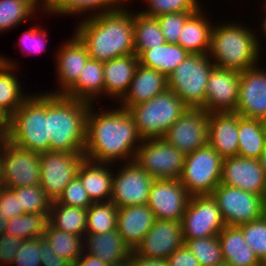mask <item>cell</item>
<instances>
[{
    "label": "cell",
    "instance_id": "9a60e30c",
    "mask_svg": "<svg viewBox=\"0 0 266 266\" xmlns=\"http://www.w3.org/2000/svg\"><path fill=\"white\" fill-rule=\"evenodd\" d=\"M154 179L135 161L128 162L113 176L110 201L117 207L145 205Z\"/></svg>",
    "mask_w": 266,
    "mask_h": 266
},
{
    "label": "cell",
    "instance_id": "e575fe53",
    "mask_svg": "<svg viewBox=\"0 0 266 266\" xmlns=\"http://www.w3.org/2000/svg\"><path fill=\"white\" fill-rule=\"evenodd\" d=\"M134 51L138 55L142 50L152 49L166 43L156 17L141 12L133 14Z\"/></svg>",
    "mask_w": 266,
    "mask_h": 266
},
{
    "label": "cell",
    "instance_id": "ffe728a7",
    "mask_svg": "<svg viewBox=\"0 0 266 266\" xmlns=\"http://www.w3.org/2000/svg\"><path fill=\"white\" fill-rule=\"evenodd\" d=\"M183 244L181 221L156 219L135 251L144 257L167 259Z\"/></svg>",
    "mask_w": 266,
    "mask_h": 266
},
{
    "label": "cell",
    "instance_id": "60d3db41",
    "mask_svg": "<svg viewBox=\"0 0 266 266\" xmlns=\"http://www.w3.org/2000/svg\"><path fill=\"white\" fill-rule=\"evenodd\" d=\"M19 199L20 208L26 213H47L50 215L52 200L40 185L12 188Z\"/></svg>",
    "mask_w": 266,
    "mask_h": 266
},
{
    "label": "cell",
    "instance_id": "b9f144b4",
    "mask_svg": "<svg viewBox=\"0 0 266 266\" xmlns=\"http://www.w3.org/2000/svg\"><path fill=\"white\" fill-rule=\"evenodd\" d=\"M246 244L262 263H266V214L255 221L238 226Z\"/></svg>",
    "mask_w": 266,
    "mask_h": 266
},
{
    "label": "cell",
    "instance_id": "d590c367",
    "mask_svg": "<svg viewBox=\"0 0 266 266\" xmlns=\"http://www.w3.org/2000/svg\"><path fill=\"white\" fill-rule=\"evenodd\" d=\"M43 238L49 242L57 256H60L72 265L84 252V236H77L54 228L47 224ZM83 239V240H82Z\"/></svg>",
    "mask_w": 266,
    "mask_h": 266
},
{
    "label": "cell",
    "instance_id": "680465c9",
    "mask_svg": "<svg viewBox=\"0 0 266 266\" xmlns=\"http://www.w3.org/2000/svg\"><path fill=\"white\" fill-rule=\"evenodd\" d=\"M258 160L260 162V166L263 168L266 174V147L264 151L261 153L260 158Z\"/></svg>",
    "mask_w": 266,
    "mask_h": 266
},
{
    "label": "cell",
    "instance_id": "4fadbf2b",
    "mask_svg": "<svg viewBox=\"0 0 266 266\" xmlns=\"http://www.w3.org/2000/svg\"><path fill=\"white\" fill-rule=\"evenodd\" d=\"M181 223L184 243L189 239L218 235L226 226L212 195L190 196Z\"/></svg>",
    "mask_w": 266,
    "mask_h": 266
},
{
    "label": "cell",
    "instance_id": "d4e9b609",
    "mask_svg": "<svg viewBox=\"0 0 266 266\" xmlns=\"http://www.w3.org/2000/svg\"><path fill=\"white\" fill-rule=\"evenodd\" d=\"M168 89V80L162 73L140 64L137 66L130 87L120 100V107L129 109L131 106L148 101Z\"/></svg>",
    "mask_w": 266,
    "mask_h": 266
},
{
    "label": "cell",
    "instance_id": "94428289",
    "mask_svg": "<svg viewBox=\"0 0 266 266\" xmlns=\"http://www.w3.org/2000/svg\"><path fill=\"white\" fill-rule=\"evenodd\" d=\"M264 10L266 12V8ZM265 16H266V14H265ZM262 27H263V32H264L263 34H264V36L266 38V17L264 18Z\"/></svg>",
    "mask_w": 266,
    "mask_h": 266
},
{
    "label": "cell",
    "instance_id": "4dcf8cb0",
    "mask_svg": "<svg viewBox=\"0 0 266 266\" xmlns=\"http://www.w3.org/2000/svg\"><path fill=\"white\" fill-rule=\"evenodd\" d=\"M189 54L179 44L165 43L142 50L137 56L141 66L154 69L168 77Z\"/></svg>",
    "mask_w": 266,
    "mask_h": 266
},
{
    "label": "cell",
    "instance_id": "f907efd6",
    "mask_svg": "<svg viewBox=\"0 0 266 266\" xmlns=\"http://www.w3.org/2000/svg\"><path fill=\"white\" fill-rule=\"evenodd\" d=\"M23 240L10 236L6 233L0 236V262L3 264H13L19 247Z\"/></svg>",
    "mask_w": 266,
    "mask_h": 266
},
{
    "label": "cell",
    "instance_id": "6f0895ef",
    "mask_svg": "<svg viewBox=\"0 0 266 266\" xmlns=\"http://www.w3.org/2000/svg\"><path fill=\"white\" fill-rule=\"evenodd\" d=\"M74 266H110L102 261H100L97 257L91 256L88 253L81 254V256L76 260Z\"/></svg>",
    "mask_w": 266,
    "mask_h": 266
},
{
    "label": "cell",
    "instance_id": "816d5d0a",
    "mask_svg": "<svg viewBox=\"0 0 266 266\" xmlns=\"http://www.w3.org/2000/svg\"><path fill=\"white\" fill-rule=\"evenodd\" d=\"M166 260L168 266H201L185 244L175 250Z\"/></svg>",
    "mask_w": 266,
    "mask_h": 266
},
{
    "label": "cell",
    "instance_id": "ab89813d",
    "mask_svg": "<svg viewBox=\"0 0 266 266\" xmlns=\"http://www.w3.org/2000/svg\"><path fill=\"white\" fill-rule=\"evenodd\" d=\"M197 258L201 266H214L223 261L218 236L189 239L184 243Z\"/></svg>",
    "mask_w": 266,
    "mask_h": 266
},
{
    "label": "cell",
    "instance_id": "7c38bea8",
    "mask_svg": "<svg viewBox=\"0 0 266 266\" xmlns=\"http://www.w3.org/2000/svg\"><path fill=\"white\" fill-rule=\"evenodd\" d=\"M84 159V152L40 153V186L52 201H56L65 187L77 176Z\"/></svg>",
    "mask_w": 266,
    "mask_h": 266
},
{
    "label": "cell",
    "instance_id": "ba28073f",
    "mask_svg": "<svg viewBox=\"0 0 266 266\" xmlns=\"http://www.w3.org/2000/svg\"><path fill=\"white\" fill-rule=\"evenodd\" d=\"M223 158L208 144L185 155L179 181L190 196L211 195L221 183Z\"/></svg>",
    "mask_w": 266,
    "mask_h": 266
},
{
    "label": "cell",
    "instance_id": "2e32d148",
    "mask_svg": "<svg viewBox=\"0 0 266 266\" xmlns=\"http://www.w3.org/2000/svg\"><path fill=\"white\" fill-rule=\"evenodd\" d=\"M189 199L179 179H154L147 205L157 220L181 221Z\"/></svg>",
    "mask_w": 266,
    "mask_h": 266
},
{
    "label": "cell",
    "instance_id": "5b68a950",
    "mask_svg": "<svg viewBox=\"0 0 266 266\" xmlns=\"http://www.w3.org/2000/svg\"><path fill=\"white\" fill-rule=\"evenodd\" d=\"M47 93L33 94L11 115L9 141L27 151H49Z\"/></svg>",
    "mask_w": 266,
    "mask_h": 266
},
{
    "label": "cell",
    "instance_id": "52a82bcc",
    "mask_svg": "<svg viewBox=\"0 0 266 266\" xmlns=\"http://www.w3.org/2000/svg\"><path fill=\"white\" fill-rule=\"evenodd\" d=\"M215 67L208 54H189L167 77L172 90L190 108L205 104L210 72Z\"/></svg>",
    "mask_w": 266,
    "mask_h": 266
},
{
    "label": "cell",
    "instance_id": "484cf974",
    "mask_svg": "<svg viewBox=\"0 0 266 266\" xmlns=\"http://www.w3.org/2000/svg\"><path fill=\"white\" fill-rule=\"evenodd\" d=\"M112 165V163L93 162L86 158L81 163L77 176L92 202L110 201L114 174L109 167Z\"/></svg>",
    "mask_w": 266,
    "mask_h": 266
},
{
    "label": "cell",
    "instance_id": "ee69618b",
    "mask_svg": "<svg viewBox=\"0 0 266 266\" xmlns=\"http://www.w3.org/2000/svg\"><path fill=\"white\" fill-rule=\"evenodd\" d=\"M124 2L126 3L124 0H65V15H81L83 12L95 10H98L97 13L90 16L99 15L115 10Z\"/></svg>",
    "mask_w": 266,
    "mask_h": 266
},
{
    "label": "cell",
    "instance_id": "f546056e",
    "mask_svg": "<svg viewBox=\"0 0 266 266\" xmlns=\"http://www.w3.org/2000/svg\"><path fill=\"white\" fill-rule=\"evenodd\" d=\"M98 94L104 95L103 62L89 58L77 81L63 95L93 104Z\"/></svg>",
    "mask_w": 266,
    "mask_h": 266
},
{
    "label": "cell",
    "instance_id": "3957f363",
    "mask_svg": "<svg viewBox=\"0 0 266 266\" xmlns=\"http://www.w3.org/2000/svg\"><path fill=\"white\" fill-rule=\"evenodd\" d=\"M91 103L47 92L49 151L83 152Z\"/></svg>",
    "mask_w": 266,
    "mask_h": 266
},
{
    "label": "cell",
    "instance_id": "d6986e66",
    "mask_svg": "<svg viewBox=\"0 0 266 266\" xmlns=\"http://www.w3.org/2000/svg\"><path fill=\"white\" fill-rule=\"evenodd\" d=\"M236 113L262 120L266 115V71L254 66L240 72Z\"/></svg>",
    "mask_w": 266,
    "mask_h": 266
},
{
    "label": "cell",
    "instance_id": "6125c7cd",
    "mask_svg": "<svg viewBox=\"0 0 266 266\" xmlns=\"http://www.w3.org/2000/svg\"><path fill=\"white\" fill-rule=\"evenodd\" d=\"M214 266H230L226 261H222V262H220V263H217L216 265H214Z\"/></svg>",
    "mask_w": 266,
    "mask_h": 266
},
{
    "label": "cell",
    "instance_id": "836d02e7",
    "mask_svg": "<svg viewBox=\"0 0 266 266\" xmlns=\"http://www.w3.org/2000/svg\"><path fill=\"white\" fill-rule=\"evenodd\" d=\"M49 223L60 231L85 237L87 209L52 201Z\"/></svg>",
    "mask_w": 266,
    "mask_h": 266
},
{
    "label": "cell",
    "instance_id": "7bdbcfd3",
    "mask_svg": "<svg viewBox=\"0 0 266 266\" xmlns=\"http://www.w3.org/2000/svg\"><path fill=\"white\" fill-rule=\"evenodd\" d=\"M146 3L148 5L147 10L141 11V13L151 17L168 13L198 11L202 8L198 0H147Z\"/></svg>",
    "mask_w": 266,
    "mask_h": 266
},
{
    "label": "cell",
    "instance_id": "11a10c76",
    "mask_svg": "<svg viewBox=\"0 0 266 266\" xmlns=\"http://www.w3.org/2000/svg\"><path fill=\"white\" fill-rule=\"evenodd\" d=\"M40 1L43 5L40 4ZM34 4L36 9H38L37 7H39L40 5L43 6V11L49 12V15L50 13H57V15L60 14L63 16L65 15V0H34Z\"/></svg>",
    "mask_w": 266,
    "mask_h": 266
},
{
    "label": "cell",
    "instance_id": "91938a15",
    "mask_svg": "<svg viewBox=\"0 0 266 266\" xmlns=\"http://www.w3.org/2000/svg\"><path fill=\"white\" fill-rule=\"evenodd\" d=\"M6 226H7V221L0 216V236L5 233Z\"/></svg>",
    "mask_w": 266,
    "mask_h": 266
},
{
    "label": "cell",
    "instance_id": "be15d7a7",
    "mask_svg": "<svg viewBox=\"0 0 266 266\" xmlns=\"http://www.w3.org/2000/svg\"><path fill=\"white\" fill-rule=\"evenodd\" d=\"M262 123H263V126H264V131L266 133V115L265 117L262 119Z\"/></svg>",
    "mask_w": 266,
    "mask_h": 266
},
{
    "label": "cell",
    "instance_id": "d6a6232c",
    "mask_svg": "<svg viewBox=\"0 0 266 266\" xmlns=\"http://www.w3.org/2000/svg\"><path fill=\"white\" fill-rule=\"evenodd\" d=\"M0 55V108L10 116L29 97L23 94L20 82L13 73L16 63Z\"/></svg>",
    "mask_w": 266,
    "mask_h": 266
},
{
    "label": "cell",
    "instance_id": "f6af8a7d",
    "mask_svg": "<svg viewBox=\"0 0 266 266\" xmlns=\"http://www.w3.org/2000/svg\"><path fill=\"white\" fill-rule=\"evenodd\" d=\"M197 11L162 14L157 18L166 43L178 44L179 35L186 21Z\"/></svg>",
    "mask_w": 266,
    "mask_h": 266
},
{
    "label": "cell",
    "instance_id": "603a6c76",
    "mask_svg": "<svg viewBox=\"0 0 266 266\" xmlns=\"http://www.w3.org/2000/svg\"><path fill=\"white\" fill-rule=\"evenodd\" d=\"M84 241L85 253L110 266H128L132 250L117 229L106 233L85 234Z\"/></svg>",
    "mask_w": 266,
    "mask_h": 266
},
{
    "label": "cell",
    "instance_id": "8992f818",
    "mask_svg": "<svg viewBox=\"0 0 266 266\" xmlns=\"http://www.w3.org/2000/svg\"><path fill=\"white\" fill-rule=\"evenodd\" d=\"M187 108L172 90L167 89L148 101L131 106L128 112L141 138L152 139L163 138Z\"/></svg>",
    "mask_w": 266,
    "mask_h": 266
},
{
    "label": "cell",
    "instance_id": "44dd1931",
    "mask_svg": "<svg viewBox=\"0 0 266 266\" xmlns=\"http://www.w3.org/2000/svg\"><path fill=\"white\" fill-rule=\"evenodd\" d=\"M207 144L223 159L238 156V113H209Z\"/></svg>",
    "mask_w": 266,
    "mask_h": 266
},
{
    "label": "cell",
    "instance_id": "9c48e42d",
    "mask_svg": "<svg viewBox=\"0 0 266 266\" xmlns=\"http://www.w3.org/2000/svg\"><path fill=\"white\" fill-rule=\"evenodd\" d=\"M40 153L27 151L9 140L0 145V185L18 188L40 185Z\"/></svg>",
    "mask_w": 266,
    "mask_h": 266
},
{
    "label": "cell",
    "instance_id": "f1b7e54d",
    "mask_svg": "<svg viewBox=\"0 0 266 266\" xmlns=\"http://www.w3.org/2000/svg\"><path fill=\"white\" fill-rule=\"evenodd\" d=\"M201 8L185 23L178 44L191 54H208L213 25L204 16Z\"/></svg>",
    "mask_w": 266,
    "mask_h": 266
},
{
    "label": "cell",
    "instance_id": "83f0119b",
    "mask_svg": "<svg viewBox=\"0 0 266 266\" xmlns=\"http://www.w3.org/2000/svg\"><path fill=\"white\" fill-rule=\"evenodd\" d=\"M222 257L230 266H262V262L246 244L238 226H225L217 235Z\"/></svg>",
    "mask_w": 266,
    "mask_h": 266
},
{
    "label": "cell",
    "instance_id": "db71d44e",
    "mask_svg": "<svg viewBox=\"0 0 266 266\" xmlns=\"http://www.w3.org/2000/svg\"><path fill=\"white\" fill-rule=\"evenodd\" d=\"M128 266H168L166 259L148 258L132 250Z\"/></svg>",
    "mask_w": 266,
    "mask_h": 266
},
{
    "label": "cell",
    "instance_id": "30bf717a",
    "mask_svg": "<svg viewBox=\"0 0 266 266\" xmlns=\"http://www.w3.org/2000/svg\"><path fill=\"white\" fill-rule=\"evenodd\" d=\"M226 226H239L266 214V196L220 183L211 194Z\"/></svg>",
    "mask_w": 266,
    "mask_h": 266
},
{
    "label": "cell",
    "instance_id": "681fc988",
    "mask_svg": "<svg viewBox=\"0 0 266 266\" xmlns=\"http://www.w3.org/2000/svg\"><path fill=\"white\" fill-rule=\"evenodd\" d=\"M47 34L43 29L38 27L29 28L27 31L23 33V36L20 40V47L25 52L29 51L28 54H37L43 52L45 50V43Z\"/></svg>",
    "mask_w": 266,
    "mask_h": 266
},
{
    "label": "cell",
    "instance_id": "5bb4252c",
    "mask_svg": "<svg viewBox=\"0 0 266 266\" xmlns=\"http://www.w3.org/2000/svg\"><path fill=\"white\" fill-rule=\"evenodd\" d=\"M209 113L203 108H190L171 125L163 138L184 155L208 143Z\"/></svg>",
    "mask_w": 266,
    "mask_h": 266
},
{
    "label": "cell",
    "instance_id": "f35d334b",
    "mask_svg": "<svg viewBox=\"0 0 266 266\" xmlns=\"http://www.w3.org/2000/svg\"><path fill=\"white\" fill-rule=\"evenodd\" d=\"M35 11L34 0H0V32L13 29Z\"/></svg>",
    "mask_w": 266,
    "mask_h": 266
},
{
    "label": "cell",
    "instance_id": "ac0fdd59",
    "mask_svg": "<svg viewBox=\"0 0 266 266\" xmlns=\"http://www.w3.org/2000/svg\"><path fill=\"white\" fill-rule=\"evenodd\" d=\"M221 183L266 196V174L258 159L240 156L223 159Z\"/></svg>",
    "mask_w": 266,
    "mask_h": 266
},
{
    "label": "cell",
    "instance_id": "4316f807",
    "mask_svg": "<svg viewBox=\"0 0 266 266\" xmlns=\"http://www.w3.org/2000/svg\"><path fill=\"white\" fill-rule=\"evenodd\" d=\"M138 65L139 58L135 53L103 62L104 94L121 100L130 87Z\"/></svg>",
    "mask_w": 266,
    "mask_h": 266
},
{
    "label": "cell",
    "instance_id": "74e56055",
    "mask_svg": "<svg viewBox=\"0 0 266 266\" xmlns=\"http://www.w3.org/2000/svg\"><path fill=\"white\" fill-rule=\"evenodd\" d=\"M118 208L111 202H93L87 208V226L85 234H99L117 228Z\"/></svg>",
    "mask_w": 266,
    "mask_h": 266
},
{
    "label": "cell",
    "instance_id": "1f68e13d",
    "mask_svg": "<svg viewBox=\"0 0 266 266\" xmlns=\"http://www.w3.org/2000/svg\"><path fill=\"white\" fill-rule=\"evenodd\" d=\"M266 147V133L262 120L238 114V156L259 159Z\"/></svg>",
    "mask_w": 266,
    "mask_h": 266
},
{
    "label": "cell",
    "instance_id": "8fae6325",
    "mask_svg": "<svg viewBox=\"0 0 266 266\" xmlns=\"http://www.w3.org/2000/svg\"><path fill=\"white\" fill-rule=\"evenodd\" d=\"M134 161L153 179H179L185 155L164 138L142 139Z\"/></svg>",
    "mask_w": 266,
    "mask_h": 266
},
{
    "label": "cell",
    "instance_id": "7a4b0ae2",
    "mask_svg": "<svg viewBox=\"0 0 266 266\" xmlns=\"http://www.w3.org/2000/svg\"><path fill=\"white\" fill-rule=\"evenodd\" d=\"M88 17L79 22L74 34L86 46L90 59L105 62L135 53L133 14L122 4L115 10Z\"/></svg>",
    "mask_w": 266,
    "mask_h": 266
},
{
    "label": "cell",
    "instance_id": "6da1fadb",
    "mask_svg": "<svg viewBox=\"0 0 266 266\" xmlns=\"http://www.w3.org/2000/svg\"><path fill=\"white\" fill-rule=\"evenodd\" d=\"M92 110L91 104L87 115L85 158L113 164L116 160L126 159L125 164L134 161L142 138L128 110L122 107L98 113Z\"/></svg>",
    "mask_w": 266,
    "mask_h": 266
},
{
    "label": "cell",
    "instance_id": "277c9868",
    "mask_svg": "<svg viewBox=\"0 0 266 266\" xmlns=\"http://www.w3.org/2000/svg\"><path fill=\"white\" fill-rule=\"evenodd\" d=\"M236 24L213 26L208 55L216 67L242 72L258 65L261 44L252 29Z\"/></svg>",
    "mask_w": 266,
    "mask_h": 266
},
{
    "label": "cell",
    "instance_id": "c3c4849f",
    "mask_svg": "<svg viewBox=\"0 0 266 266\" xmlns=\"http://www.w3.org/2000/svg\"><path fill=\"white\" fill-rule=\"evenodd\" d=\"M25 214L20 208L19 199L12 188L0 185V216L6 221L11 218Z\"/></svg>",
    "mask_w": 266,
    "mask_h": 266
},
{
    "label": "cell",
    "instance_id": "7dc6e473",
    "mask_svg": "<svg viewBox=\"0 0 266 266\" xmlns=\"http://www.w3.org/2000/svg\"><path fill=\"white\" fill-rule=\"evenodd\" d=\"M42 237L23 240L13 264L17 266H41Z\"/></svg>",
    "mask_w": 266,
    "mask_h": 266
},
{
    "label": "cell",
    "instance_id": "9f6ffc18",
    "mask_svg": "<svg viewBox=\"0 0 266 266\" xmlns=\"http://www.w3.org/2000/svg\"><path fill=\"white\" fill-rule=\"evenodd\" d=\"M11 116L0 108V142L9 140Z\"/></svg>",
    "mask_w": 266,
    "mask_h": 266
},
{
    "label": "cell",
    "instance_id": "8d00e7d4",
    "mask_svg": "<svg viewBox=\"0 0 266 266\" xmlns=\"http://www.w3.org/2000/svg\"><path fill=\"white\" fill-rule=\"evenodd\" d=\"M48 223L47 213H26L8 220L5 233L21 240L43 237Z\"/></svg>",
    "mask_w": 266,
    "mask_h": 266
},
{
    "label": "cell",
    "instance_id": "bcb514c9",
    "mask_svg": "<svg viewBox=\"0 0 266 266\" xmlns=\"http://www.w3.org/2000/svg\"><path fill=\"white\" fill-rule=\"evenodd\" d=\"M58 204L87 209L93 202L87 195L78 176L71 180L56 200Z\"/></svg>",
    "mask_w": 266,
    "mask_h": 266
},
{
    "label": "cell",
    "instance_id": "e0dca14e",
    "mask_svg": "<svg viewBox=\"0 0 266 266\" xmlns=\"http://www.w3.org/2000/svg\"><path fill=\"white\" fill-rule=\"evenodd\" d=\"M240 72L214 67L210 72L205 104L208 113L235 112L238 102Z\"/></svg>",
    "mask_w": 266,
    "mask_h": 266
},
{
    "label": "cell",
    "instance_id": "cb8c5ba5",
    "mask_svg": "<svg viewBox=\"0 0 266 266\" xmlns=\"http://www.w3.org/2000/svg\"><path fill=\"white\" fill-rule=\"evenodd\" d=\"M155 220L147 204L118 208L116 229L130 249L135 250Z\"/></svg>",
    "mask_w": 266,
    "mask_h": 266
},
{
    "label": "cell",
    "instance_id": "f5cc1de1",
    "mask_svg": "<svg viewBox=\"0 0 266 266\" xmlns=\"http://www.w3.org/2000/svg\"><path fill=\"white\" fill-rule=\"evenodd\" d=\"M41 266H72L66 259L57 256L49 242L42 237Z\"/></svg>",
    "mask_w": 266,
    "mask_h": 266
},
{
    "label": "cell",
    "instance_id": "7402d4cb",
    "mask_svg": "<svg viewBox=\"0 0 266 266\" xmlns=\"http://www.w3.org/2000/svg\"><path fill=\"white\" fill-rule=\"evenodd\" d=\"M70 39L59 47L58 53L56 52V71L61 86L59 91H53L50 94H64L77 81L90 58L86 46L75 34Z\"/></svg>",
    "mask_w": 266,
    "mask_h": 266
}]
</instances>
